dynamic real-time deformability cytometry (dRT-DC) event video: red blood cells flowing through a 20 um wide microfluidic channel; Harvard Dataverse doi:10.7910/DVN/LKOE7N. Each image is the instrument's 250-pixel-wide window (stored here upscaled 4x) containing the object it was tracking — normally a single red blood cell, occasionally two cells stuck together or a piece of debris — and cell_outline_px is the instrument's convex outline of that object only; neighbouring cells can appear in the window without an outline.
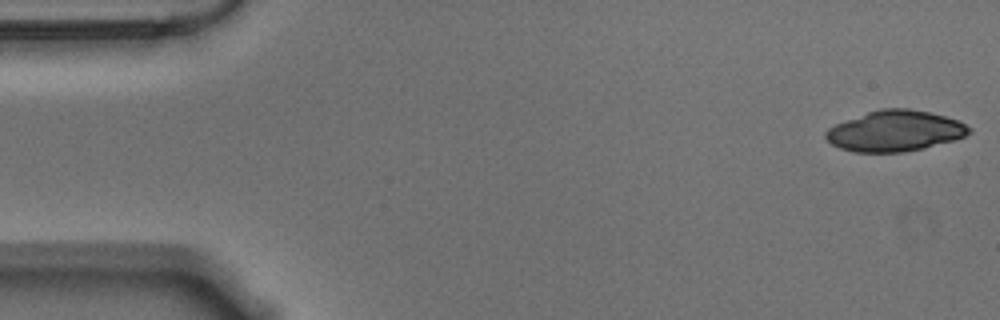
{"species": "Egyptian fruit bat (a non-hibernating species)", "species_latin": "Rousettus aegyptiacus", "temperature_condition": "warm", "stored_images_in_passage": 55, "camera_frame_rate_fps": 3000, "um_per_image_px": 0.085, "animal": {"sex": "male"}, "frame": {"image": 1, "passage_image": 1, "time_ms": 0.0, "image_size_px": [1000, 320], "cell_outline_px": [[972, 132], [956, 140], [924, 148], [904, 152], [852, 152], [840, 148], [832, 144], [824, 136], [824, 132], [828, 128], [836, 124], [868, 112], [880, 108], [908, 108], [928, 112], [960, 120], [972, 128]], "centroid_in_image_um": [76.1, 11.14], "position_along_channel_um": 8.9, "area_um2": 34.16}}